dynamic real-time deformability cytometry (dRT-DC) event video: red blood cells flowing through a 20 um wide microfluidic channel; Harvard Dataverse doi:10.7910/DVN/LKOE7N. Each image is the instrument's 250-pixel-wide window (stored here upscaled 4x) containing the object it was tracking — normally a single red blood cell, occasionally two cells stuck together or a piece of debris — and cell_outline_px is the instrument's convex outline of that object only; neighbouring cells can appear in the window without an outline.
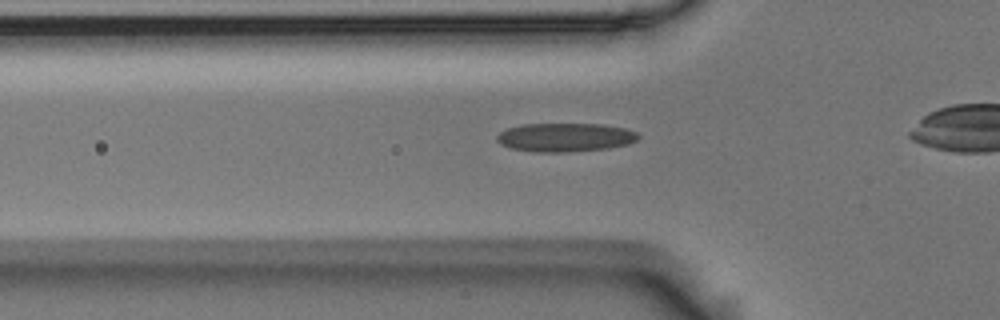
{"species": "Egyptian fruit bat (a non-hibernating species)", "species_latin": "Rousettus aegyptiacus", "temperature_condition": "room temperature", "stored_images_in_passage": 37, "camera_frame_rate_fps": 3000, "um_per_image_px": 0.085, "animal": {"sex": "male"}, "frame": {"image": 1, "passage_image": 6, "time_ms": 1.667, "image_size_px": [1000, 320], "cell_outline_px": [[640, 136], [636, 140], [628, 144], [608, 148], [564, 152], [532, 152], [512, 148], [500, 144], [496, 140], [496, 136], [500, 132], [508, 128], [524, 124], [604, 124], [624, 128], [636, 132]], "centroid_in_image_um": [48.03, 11.67], "position_along_channel_um": 77.8, "area_um2": 23.58}}
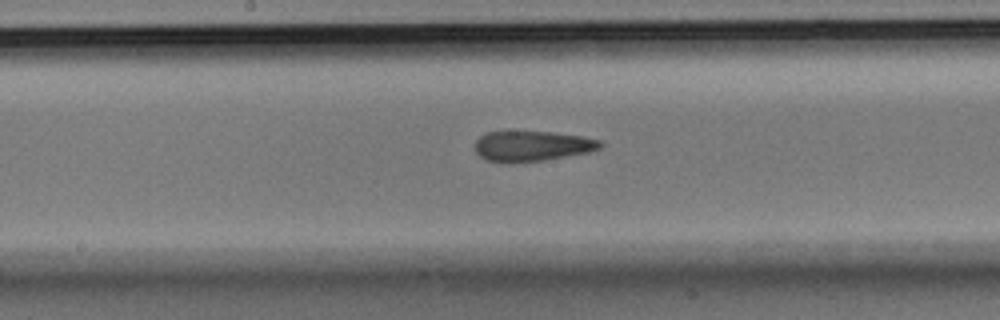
{"frame": {"image": 2, "passage_image": 16, "time_ms": 5.0, "image_size_px": [1000, 320], "cell_outline_px": [[604, 144], [600, 148], [588, 152], [544, 160], [512, 164], [488, 160], [480, 156], [476, 152], [476, 140], [480, 136], [488, 132], [552, 132], [584, 136], [600, 140]], "centroid_in_image_um": [45.25, 12.42], "position_along_channel_um": 203.0, "area_um2": 22.14}}
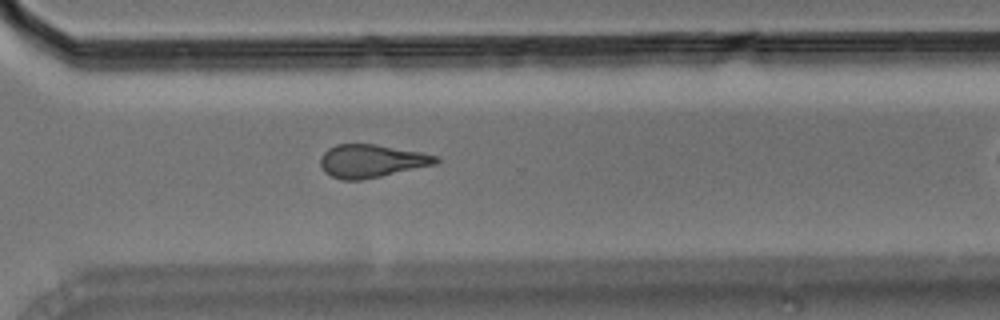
{"frame": {"image": 3, "passage_image": 27, "time_ms": 8.667, "image_size_px": [1000, 320], "cell_outline_px": [[440, 160], [436, 164], [380, 176], [360, 180], [344, 180], [332, 176], [324, 172], [320, 164], [320, 156], [328, 148], [336, 144], [376, 144], [420, 152], [440, 156]], "centroid_in_image_um": [31.57, 13.67], "position_along_channel_um": 339.0, "area_um2": 22.2}, "authors_computed_cell_mechanics": {"area_um2": 22.1374, "velocity_mm_per_s": 3.7204, "shape_relaxation_time_tau1_ms": null, "shape_relaxation_time_tau2_ms": 3.3043, "deformation_change_tau1": null, "deformation_change_tau2": 0.1288}}